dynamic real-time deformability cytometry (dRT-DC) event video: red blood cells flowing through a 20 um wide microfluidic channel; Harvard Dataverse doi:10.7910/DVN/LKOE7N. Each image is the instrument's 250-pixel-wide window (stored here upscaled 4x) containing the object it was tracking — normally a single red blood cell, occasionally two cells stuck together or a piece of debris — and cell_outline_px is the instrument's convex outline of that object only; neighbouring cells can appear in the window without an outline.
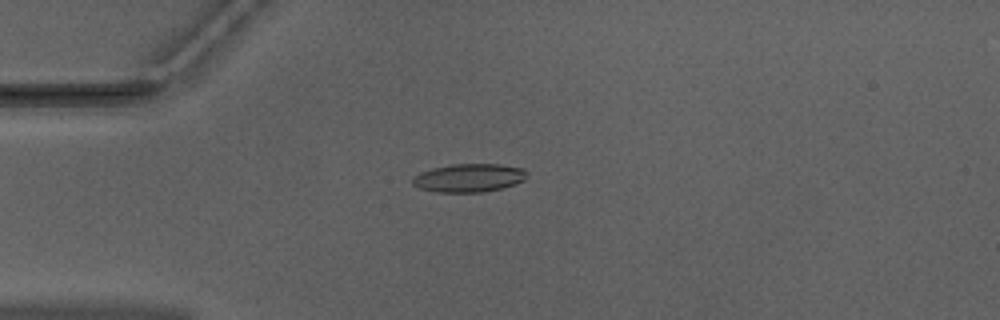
{"species": "Egyptian fruit bat (a non-hibernating species)", "species_latin": "Rousettus aegyptiacus", "temperature_condition": "warm", "stored_images_in_passage": 41, "camera_frame_rate_fps": 3000, "um_per_image_px": 0.085, "animal": {"sex": "male"}, "frame": {"image": 1, "passage_image": 3, "time_ms": 0.667, "image_size_px": [1000, 320], "cell_outline_px": [[528, 172], [524, 180], [500, 188], [484, 192], [436, 192], [420, 188], [412, 184], [412, 180], [420, 172], [432, 168], [452, 164], [500, 164], [524, 168]], "centroid_in_image_um": [39.86, 15.11], "position_along_channel_um": 45.1, "area_um2": 18.79}}
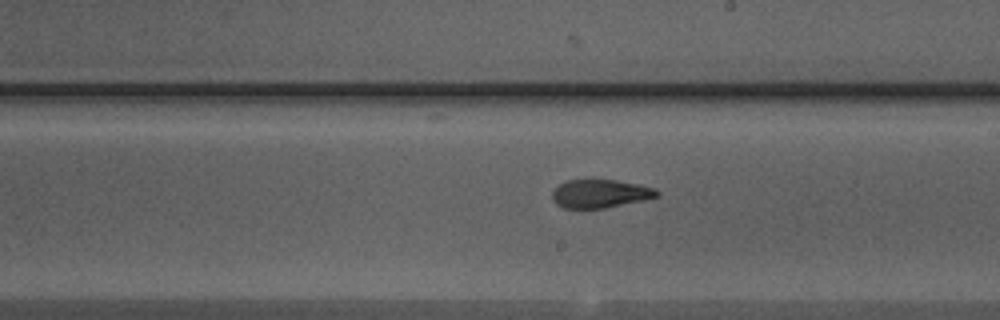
{"frame": {"image": 2, "passage_image": 19, "time_ms": 6.0, "image_size_px": [1000, 320], "cell_outline_px": [[660, 196], [644, 200], [604, 208], [564, 208], [556, 204], [552, 196], [552, 192], [560, 184], [568, 180], [588, 176], [592, 176], [616, 180], [656, 188], [660, 192]], "centroid_in_image_um": [51.01, 16.41], "position_along_channel_um": 238.0, "area_um2": 17.92}}
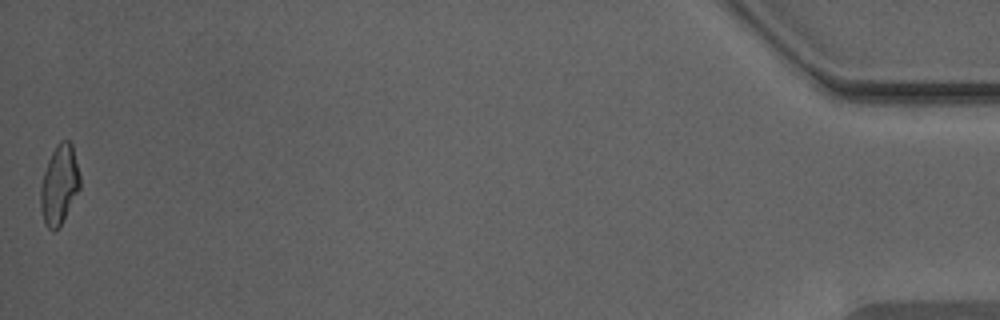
{"frame": {"image": 3, "passage_image": 41, "time_ms": 13.333, "image_size_px": [1000, 320], "cell_outline_px": [[80, 188], [60, 228], [52, 232], [44, 224], [40, 208], [40, 188], [44, 172], [48, 160], [56, 144], [60, 140], [68, 140], [72, 144], [80, 176]], "centroid_in_image_um": [5.03, 15.74], "position_along_channel_um": 430.2, "area_um2": 18.44}, "authors_computed_cell_mechanics": {"area_um2": 18.1492, "velocity_mm_per_s": 3.9883, "shape_relaxation_time_tau1_ms": null, "shape_relaxation_time_tau2_ms": 2.3686, "deformation_change_tau1": null, "deformation_change_tau2": 0.104}}